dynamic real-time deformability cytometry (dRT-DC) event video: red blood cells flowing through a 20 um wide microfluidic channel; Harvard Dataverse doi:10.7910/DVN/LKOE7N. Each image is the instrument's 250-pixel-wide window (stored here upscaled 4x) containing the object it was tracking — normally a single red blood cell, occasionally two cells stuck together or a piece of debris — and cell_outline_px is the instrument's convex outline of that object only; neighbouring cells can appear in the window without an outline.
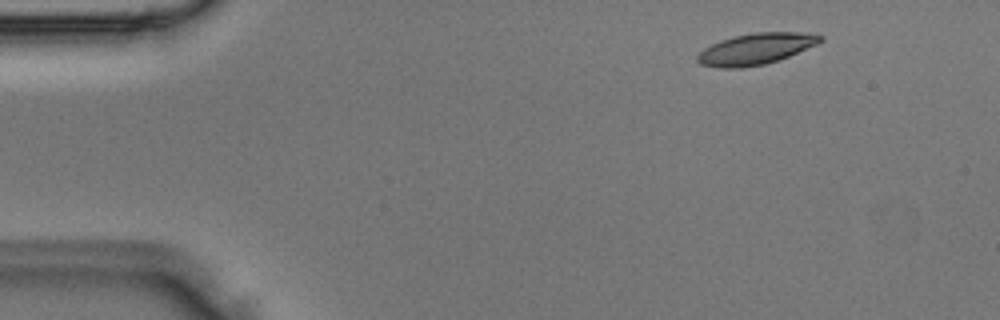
{"species": "Egyptian fruit bat (a non-hibernating species)", "species_latin": "Rousettus aegyptiacus", "temperature_condition": "room temperature", "stored_images_in_passage": 4, "camera_frame_rate_fps": 3000, "um_per_image_px": 0.085, "animal": {"sex": "male"}, "frame": {"image": 1, "passage_image": 2, "time_ms": 0.333, "image_size_px": [1000, 320], "cell_outline_px": [[824, 40], [816, 44], [788, 56], [764, 64], [740, 68], [720, 68], [700, 64], [696, 60], [696, 56], [704, 48], [720, 40], [736, 36], [756, 32], [800, 32], [824, 36]], "centroid_in_image_um": [64.21, 4.15], "position_along_channel_um": 20.8, "area_um2": 22.08}}